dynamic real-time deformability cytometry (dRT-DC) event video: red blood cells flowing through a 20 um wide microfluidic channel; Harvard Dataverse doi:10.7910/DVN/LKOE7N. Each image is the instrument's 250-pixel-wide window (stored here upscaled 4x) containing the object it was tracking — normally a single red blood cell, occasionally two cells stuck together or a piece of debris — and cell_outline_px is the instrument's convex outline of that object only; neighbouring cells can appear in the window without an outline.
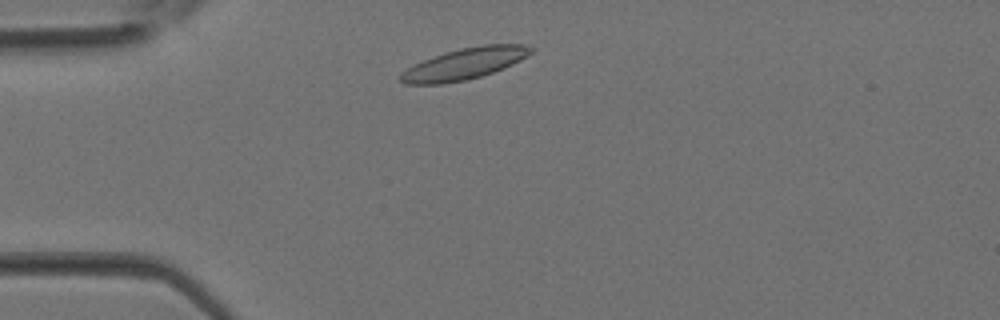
{"species": "Egyptian fruit bat (a non-hibernating species)", "species_latin": "Rousettus aegyptiacus", "temperature_condition": "room temperature", "stored_images_in_passage": 1, "camera_frame_rate_fps": 3000, "um_per_image_px": 0.085, "animal": {"sex": "female"}, "frame": {"image": 1, "passage_image": 1, "time_ms": 0.0, "image_size_px": [1000, 320], "cell_outline_px": [[536, 48], [528, 56], [504, 68], [480, 76], [464, 80], [444, 84], [404, 84], [396, 76], [400, 72], [412, 64], [444, 52], [460, 48], [484, 44], [524, 44]], "centroid_in_image_um": [39.44, 5.41], "position_along_channel_um": 45.6, "area_um2": 24.1}}